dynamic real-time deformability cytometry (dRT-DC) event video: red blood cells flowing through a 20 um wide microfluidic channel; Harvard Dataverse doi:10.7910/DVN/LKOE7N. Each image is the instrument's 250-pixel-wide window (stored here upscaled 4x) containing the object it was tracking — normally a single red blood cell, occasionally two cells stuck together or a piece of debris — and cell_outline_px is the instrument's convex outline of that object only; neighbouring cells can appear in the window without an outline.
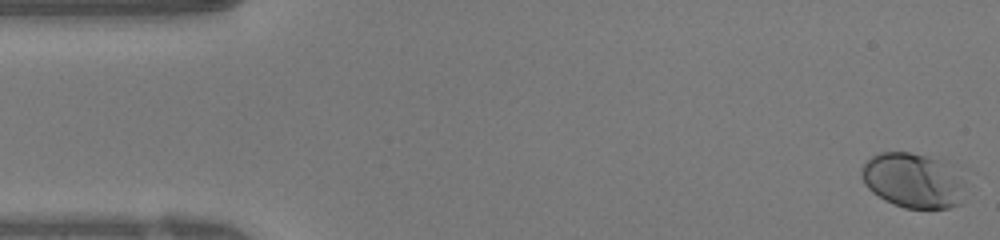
{"species": "human", "species_latin": "Homo sapiens", "temperature_condition": "warm", "stored_images_in_passage": 50, "camera_frame_rate_fps": 3000, "um_per_image_px": 0.085, "donor": {"sex": "female"}, "frame": {"image": 1, "passage_image": 1, "time_ms": 0.0, "image_size_px": [1000, 240], "cell_outline_px": [[960, 204], [948, 208], [904, 208], [884, 200], [872, 192], [864, 184], [860, 176], [860, 168], [872, 156], [880, 152], [908, 152], [924, 156], [936, 160], [956, 176], [960, 184]], "centroid_in_image_um": [77.43, 15.36], "position_along_channel_um": 7.6, "area_um2": 31.85}}
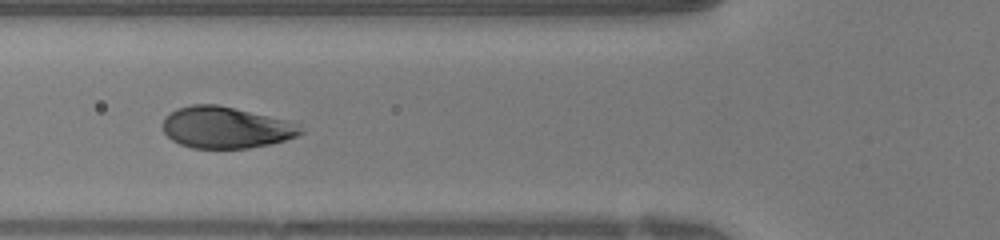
{"frame": {"image": 2, "passage_image": 18, "time_ms": 5.667, "image_size_px": [1000, 240], "cell_outline_px": [[304, 132], [296, 136], [272, 144], [248, 148], [192, 148], [180, 144], [172, 140], [164, 132], [164, 116], [176, 108], [192, 104], [216, 104], [288, 120], [300, 124]], "centroid_in_image_um": [19.2, 10.83], "position_along_channel_um": 106.6, "area_um2": 33.41}}
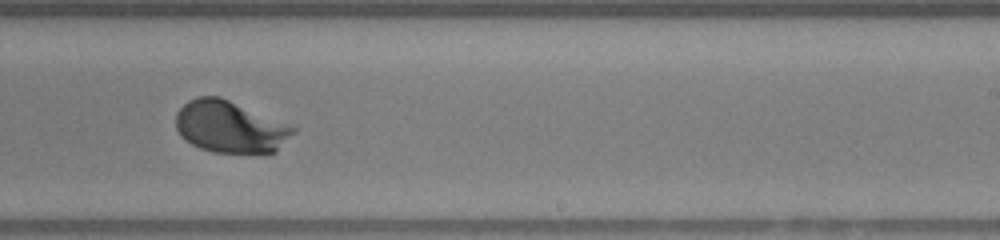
{"frame": {"image": 3, "passage_image": 30, "time_ms": 9.667, "image_size_px": [1000, 240], "cell_outline_px": [[296, 132], [276, 152], [212, 152], [200, 148], [192, 144], [180, 136], [176, 128], [176, 112], [188, 100], [196, 96], [220, 96], [296, 128]], "centroid_in_image_um": [19.52, 10.78], "position_along_channel_um": 269.5, "area_um2": 35.2}, "authors_computed_cell_mechanics": {"area_um2": 34.4199, "velocity_mm_per_s": 4.0717, "shape_relaxation_time_tau1_ms": 1.7793, "shape_relaxation_time_tau2_ms": null, "deformation_change_tau1": 0.1323, "deformation_change_tau2": null}}